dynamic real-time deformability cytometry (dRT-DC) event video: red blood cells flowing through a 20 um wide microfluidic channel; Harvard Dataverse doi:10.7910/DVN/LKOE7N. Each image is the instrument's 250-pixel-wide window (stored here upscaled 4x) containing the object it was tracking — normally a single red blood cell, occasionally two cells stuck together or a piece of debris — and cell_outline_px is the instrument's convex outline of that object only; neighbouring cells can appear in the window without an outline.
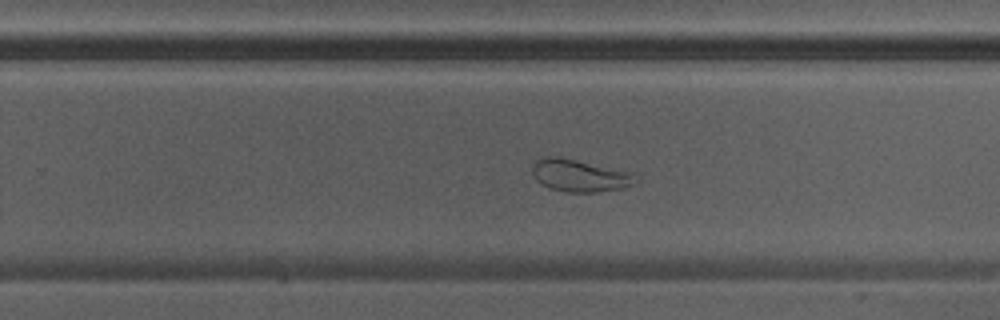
{"species": "Egyptian fruit bat (a non-hibernating species)", "species_latin": "Rousettus aegyptiacus", "temperature_condition": "warm", "stored_images_in_passage": 36, "camera_frame_rate_fps": 3000, "um_per_image_px": 0.085, "animal": {"sex": "male"}, "frame": {"image": 1, "passage_image": 21, "time_ms": 6.667, "image_size_px": [1000, 320], "cell_outline_px": [[640, 180], [636, 184], [620, 188], [596, 192], [568, 192], [548, 188], [540, 184], [532, 176], [532, 164], [536, 160], [544, 156], [556, 156], [636, 172], [640, 176]], "centroid_in_image_um": [49.32, 14.92], "position_along_channel_um": 280.5, "area_um2": 20.0}}
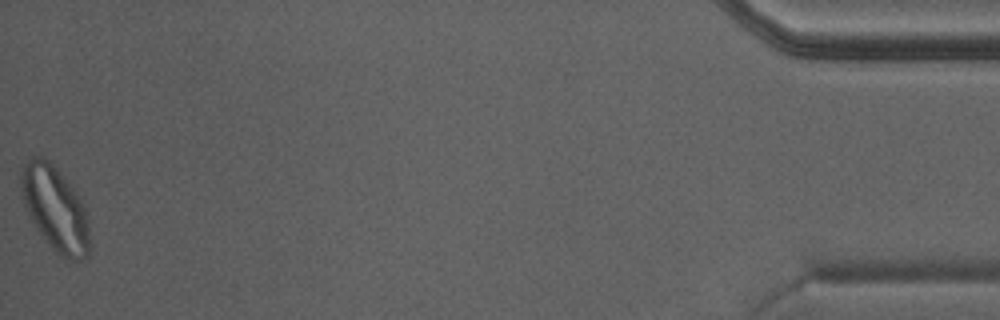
{"frame": {"image": 2, "passage_image": 36, "time_ms": 11.667, "image_size_px": [1000, 320], "cell_outline_px": [[88, 256], [80, 260], [72, 260], [64, 256], [52, 248], [36, 228], [24, 208], [20, 196], [20, 168], [32, 156], [44, 156], [56, 168], [80, 196], [88, 220]], "centroid_in_image_um": [4.63, 17.68], "position_along_channel_um": 430.6, "area_um2": 33.76}}